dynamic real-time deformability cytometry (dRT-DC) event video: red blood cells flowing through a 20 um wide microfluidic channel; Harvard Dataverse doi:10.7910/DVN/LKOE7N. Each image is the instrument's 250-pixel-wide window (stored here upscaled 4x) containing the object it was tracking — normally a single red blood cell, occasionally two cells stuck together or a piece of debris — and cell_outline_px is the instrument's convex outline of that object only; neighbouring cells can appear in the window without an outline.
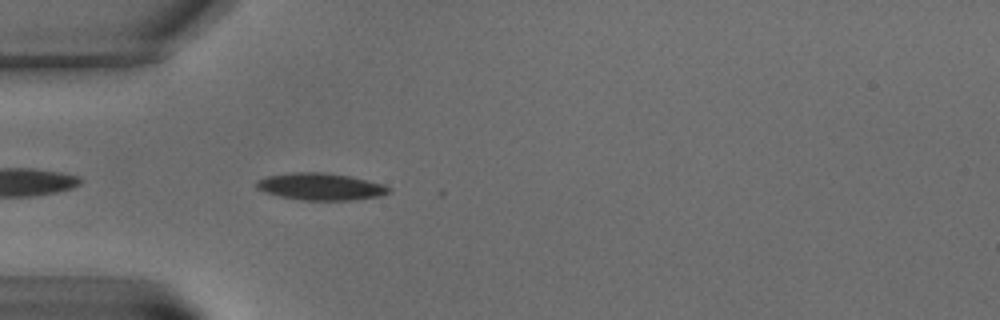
{"species": "common noctule bat (a hibernating species)", "species_latin": "Nyctalus noctula", "temperature_condition": "warm", "stored_images_in_passage": 6, "camera_frame_rate_fps": 3000, "um_per_image_px": 0.085, "animal": {"sex": "male", "body_mass_g": 15.6}, "frame": {"image": 1, "passage_image": 6, "time_ms": 6.0, "image_size_px": [1000, 320], "cell_outline_px": [[392, 192], [380, 196], [352, 200], [300, 200], [280, 196], [264, 192], [256, 188], [256, 180], [268, 176], [292, 172], [324, 172], [352, 176], [384, 184], [392, 188]], "centroid_in_image_um": [27.28, 15.86], "position_along_channel_um": 57.7, "area_um2": 21.1}}